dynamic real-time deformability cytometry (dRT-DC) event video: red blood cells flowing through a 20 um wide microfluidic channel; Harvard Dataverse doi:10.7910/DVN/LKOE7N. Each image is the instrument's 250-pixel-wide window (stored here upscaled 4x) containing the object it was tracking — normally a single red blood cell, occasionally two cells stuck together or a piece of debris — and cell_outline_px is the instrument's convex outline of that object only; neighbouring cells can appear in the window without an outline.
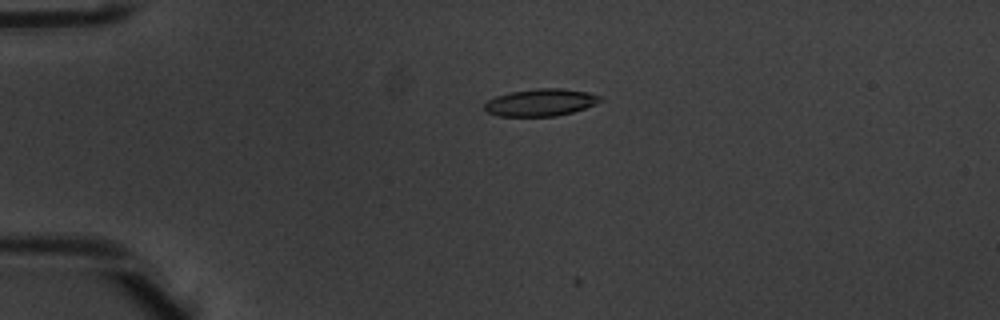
{"species": "common noctule bat (a hibernating species)", "species_latin": "Nyctalus noctula", "temperature_condition": "warm", "stored_images_in_passage": 4, "camera_frame_rate_fps": 3000, "um_per_image_px": 0.085, "animal": {"sex": "male", "body_mass_g": 20.1, "forearm_length_mm": 53.5}, "frame": {"image": 1, "passage_image": 3, "time_ms": 0.667, "image_size_px": [1000, 320], "cell_outline_px": [[600, 100], [596, 104], [572, 112], [556, 116], [496, 116], [488, 112], [484, 108], [484, 104], [488, 100], [496, 96], [512, 92], [540, 88], [560, 88], [588, 92], [600, 96]], "centroid_in_image_um": [45.93, 8.71], "position_along_channel_um": 39.1, "area_um2": 18.15}}